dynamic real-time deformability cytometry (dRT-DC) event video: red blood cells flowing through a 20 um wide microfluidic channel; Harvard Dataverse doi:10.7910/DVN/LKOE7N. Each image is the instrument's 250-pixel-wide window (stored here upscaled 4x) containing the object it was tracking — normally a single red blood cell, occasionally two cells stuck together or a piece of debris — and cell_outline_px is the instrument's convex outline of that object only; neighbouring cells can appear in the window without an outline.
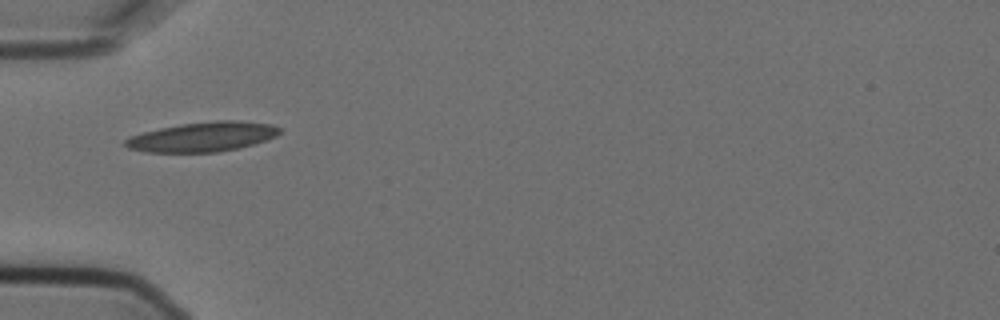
{"species": "Egyptian fruit bat (a non-hibernating species)", "species_latin": "Rousettus aegyptiacus", "temperature_condition": "cold", "stored_images_in_passage": 5, "camera_frame_rate_fps": 3000, "um_per_image_px": 0.085, "animal": {"sex": "female"}, "frame": {"image": 1, "passage_image": 1, "time_ms": 0.0, "image_size_px": [1000, 320], "cell_outline_px": [[280, 132], [276, 136], [252, 144], [236, 148], [216, 152], [144, 152], [128, 148], [124, 144], [124, 140], [132, 136], [144, 132], [160, 128], [180, 124], [216, 120], [240, 120], [272, 124], [280, 128]], "centroid_in_image_um": [17.22, 11.62], "position_along_channel_um": 67.8, "area_um2": 26.47}}
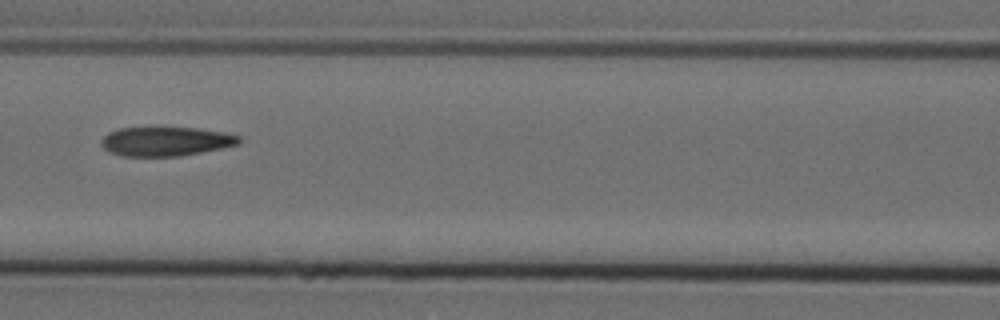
{"frame": {"image": 2, "passage_image": 3, "time_ms": 0.667, "image_size_px": [1000, 320], "cell_outline_px": [[240, 144], [180, 156], [120, 156], [108, 152], [100, 144], [100, 140], [108, 132], [120, 128], [200, 128], [224, 132], [240, 136]], "centroid_in_image_um": [14.06, 12.02], "position_along_channel_um": 152.5, "area_um2": 23.41}}
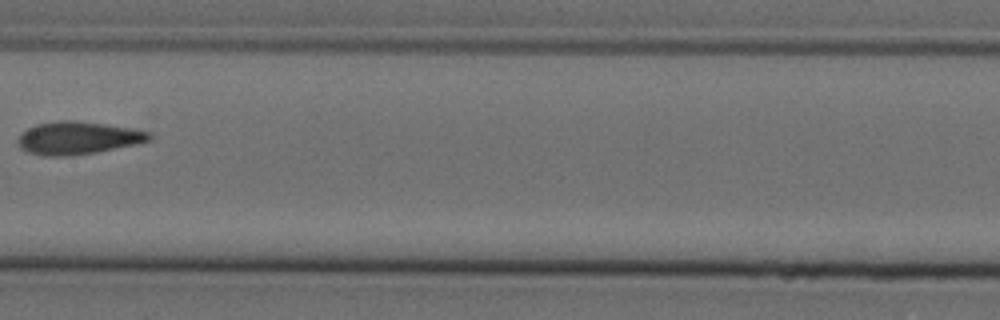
{"frame": {"image": 3, "passage_image": 4, "time_ms": 1.0, "image_size_px": [1000, 320], "cell_outline_px": [[152, 140], [96, 152], [68, 156], [44, 156], [28, 152], [20, 148], [16, 140], [20, 132], [36, 124], [56, 120], [76, 120], [132, 128], [152, 132]], "centroid_in_image_um": [6.58, 11.71], "position_along_channel_um": 200.8, "area_um2": 25.26}}